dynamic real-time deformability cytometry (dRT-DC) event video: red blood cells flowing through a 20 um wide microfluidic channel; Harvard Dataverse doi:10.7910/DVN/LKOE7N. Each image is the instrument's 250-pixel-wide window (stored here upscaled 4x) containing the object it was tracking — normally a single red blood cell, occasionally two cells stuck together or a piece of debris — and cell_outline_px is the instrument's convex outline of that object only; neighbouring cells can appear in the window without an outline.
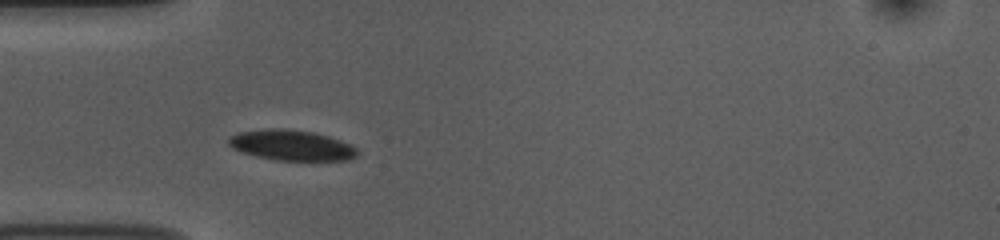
{"species": "common noctule bat (a hibernating species)", "species_latin": "Nyctalus noctula", "temperature_condition": "room temperature", "stored_images_in_passage": 47, "camera_frame_rate_fps": 3000, "um_per_image_px": 0.085, "animal": {"sex": "female", "body_mass_g": 10.0, "forearm_length_mm": 53.1}, "frame": {"image": 1, "passage_image": 9, "time_ms": 2.667, "image_size_px": [1000, 240], "cell_outline_px": [[360, 152], [356, 156], [348, 160], [276, 160], [256, 156], [232, 148], [228, 144], [228, 136], [240, 132], [268, 128], [284, 128], [312, 132], [328, 136], [340, 140], [356, 148]], "centroid_in_image_um": [24.77, 12.34], "position_along_channel_um": 60.2, "area_um2": 22.77}}
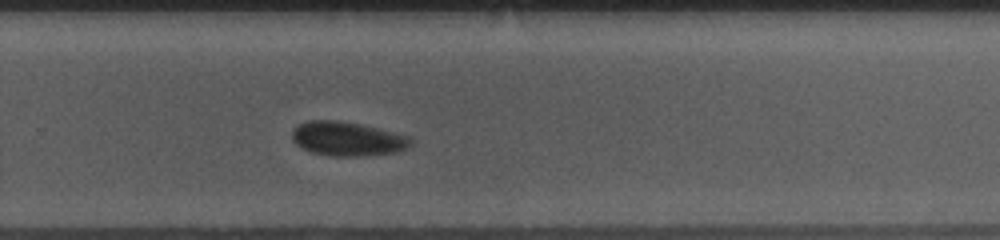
{"frame": {"image": 2, "passage_image": 29, "time_ms": 9.333, "image_size_px": [1000, 240], "cell_outline_px": [[412, 144], [396, 152], [360, 156], [332, 156], [312, 152], [296, 144], [292, 140], [292, 132], [300, 124], [312, 120], [336, 120], [360, 124], [408, 136], [412, 140]], "centroid_in_image_um": [29.51, 11.8], "position_along_channel_um": 300.3, "area_um2": 23.18}}
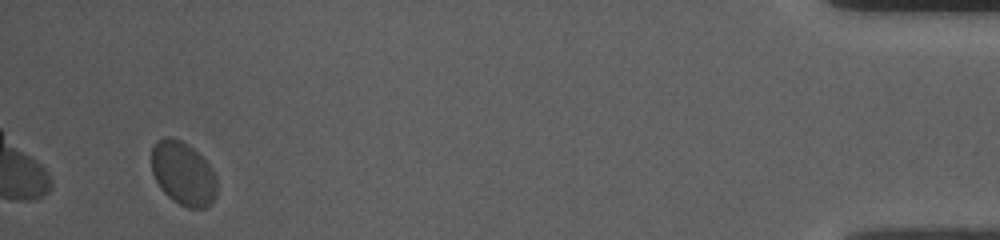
{"frame": {"image": 3, "passage_image": 45, "time_ms": 14.667, "image_size_px": [1000, 240], "cell_outline_px": [[216, 196], [212, 204], [204, 208], [188, 208], [172, 200], [160, 188], [152, 172], [152, 148], [156, 140], [164, 136], [168, 136], [180, 140], [192, 148], [212, 168], [216, 176]], "centroid_in_image_um": [15.56, 14.76], "position_along_channel_um": 419.6, "area_um2": 24.22}, "authors_computed_cell_mechanics": {"area_um2": 23.6402, "velocity_mm_per_s": 3.6424, "shape_relaxation_time_tau1_ms": 9.5305, "shape_relaxation_time_tau2_ms": null, "deformation_change_tau1": 0.1247, "deformation_change_tau2": null}}